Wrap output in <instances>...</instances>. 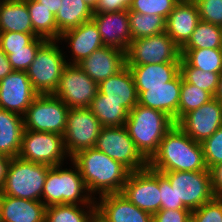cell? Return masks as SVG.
I'll list each match as a JSON object with an SVG mask.
<instances>
[{
    "label": "cell",
    "instance_id": "obj_1",
    "mask_svg": "<svg viewBox=\"0 0 222 222\" xmlns=\"http://www.w3.org/2000/svg\"><path fill=\"white\" fill-rule=\"evenodd\" d=\"M71 160L78 166L87 190L94 200L97 196L121 193L130 174L125 166L96 148L79 151Z\"/></svg>",
    "mask_w": 222,
    "mask_h": 222
},
{
    "label": "cell",
    "instance_id": "obj_2",
    "mask_svg": "<svg viewBox=\"0 0 222 222\" xmlns=\"http://www.w3.org/2000/svg\"><path fill=\"white\" fill-rule=\"evenodd\" d=\"M148 166L156 171L209 170L201 143L195 142L177 124L163 137Z\"/></svg>",
    "mask_w": 222,
    "mask_h": 222
},
{
    "label": "cell",
    "instance_id": "obj_3",
    "mask_svg": "<svg viewBox=\"0 0 222 222\" xmlns=\"http://www.w3.org/2000/svg\"><path fill=\"white\" fill-rule=\"evenodd\" d=\"M174 125V120L166 113L137 104L129 112L125 127L136 149L149 161Z\"/></svg>",
    "mask_w": 222,
    "mask_h": 222
},
{
    "label": "cell",
    "instance_id": "obj_4",
    "mask_svg": "<svg viewBox=\"0 0 222 222\" xmlns=\"http://www.w3.org/2000/svg\"><path fill=\"white\" fill-rule=\"evenodd\" d=\"M70 168L51 166L43 186L41 201L48 207L60 204H96L89 194L78 166L70 159ZM72 168V169H71Z\"/></svg>",
    "mask_w": 222,
    "mask_h": 222
},
{
    "label": "cell",
    "instance_id": "obj_5",
    "mask_svg": "<svg viewBox=\"0 0 222 222\" xmlns=\"http://www.w3.org/2000/svg\"><path fill=\"white\" fill-rule=\"evenodd\" d=\"M50 167L19 157L12 158L0 193L11 197L41 201L43 186Z\"/></svg>",
    "mask_w": 222,
    "mask_h": 222
},
{
    "label": "cell",
    "instance_id": "obj_6",
    "mask_svg": "<svg viewBox=\"0 0 222 222\" xmlns=\"http://www.w3.org/2000/svg\"><path fill=\"white\" fill-rule=\"evenodd\" d=\"M58 40H47L37 51L26 70L33 89L38 94H54L67 65L66 54Z\"/></svg>",
    "mask_w": 222,
    "mask_h": 222
},
{
    "label": "cell",
    "instance_id": "obj_7",
    "mask_svg": "<svg viewBox=\"0 0 222 222\" xmlns=\"http://www.w3.org/2000/svg\"><path fill=\"white\" fill-rule=\"evenodd\" d=\"M68 110L54 94H38L23 115L24 129L63 136Z\"/></svg>",
    "mask_w": 222,
    "mask_h": 222
},
{
    "label": "cell",
    "instance_id": "obj_8",
    "mask_svg": "<svg viewBox=\"0 0 222 222\" xmlns=\"http://www.w3.org/2000/svg\"><path fill=\"white\" fill-rule=\"evenodd\" d=\"M126 65L180 63L181 48L164 31L160 34L133 39L125 52Z\"/></svg>",
    "mask_w": 222,
    "mask_h": 222
},
{
    "label": "cell",
    "instance_id": "obj_9",
    "mask_svg": "<svg viewBox=\"0 0 222 222\" xmlns=\"http://www.w3.org/2000/svg\"><path fill=\"white\" fill-rule=\"evenodd\" d=\"M159 172L169 179L177 195V204H183L190 211L215 198L209 170Z\"/></svg>",
    "mask_w": 222,
    "mask_h": 222
},
{
    "label": "cell",
    "instance_id": "obj_10",
    "mask_svg": "<svg viewBox=\"0 0 222 222\" xmlns=\"http://www.w3.org/2000/svg\"><path fill=\"white\" fill-rule=\"evenodd\" d=\"M95 148L125 166L130 172L146 169L148 161L136 149L123 126L102 127Z\"/></svg>",
    "mask_w": 222,
    "mask_h": 222
},
{
    "label": "cell",
    "instance_id": "obj_11",
    "mask_svg": "<svg viewBox=\"0 0 222 222\" xmlns=\"http://www.w3.org/2000/svg\"><path fill=\"white\" fill-rule=\"evenodd\" d=\"M18 157L35 163L57 166L68 156L63 136L51 132H36L24 129Z\"/></svg>",
    "mask_w": 222,
    "mask_h": 222
},
{
    "label": "cell",
    "instance_id": "obj_12",
    "mask_svg": "<svg viewBox=\"0 0 222 222\" xmlns=\"http://www.w3.org/2000/svg\"><path fill=\"white\" fill-rule=\"evenodd\" d=\"M102 127L89 108H69L63 139L70 159L79 151L95 148Z\"/></svg>",
    "mask_w": 222,
    "mask_h": 222
},
{
    "label": "cell",
    "instance_id": "obj_13",
    "mask_svg": "<svg viewBox=\"0 0 222 222\" xmlns=\"http://www.w3.org/2000/svg\"><path fill=\"white\" fill-rule=\"evenodd\" d=\"M97 92L98 84L77 64H67L54 95L68 108H89Z\"/></svg>",
    "mask_w": 222,
    "mask_h": 222
},
{
    "label": "cell",
    "instance_id": "obj_14",
    "mask_svg": "<svg viewBox=\"0 0 222 222\" xmlns=\"http://www.w3.org/2000/svg\"><path fill=\"white\" fill-rule=\"evenodd\" d=\"M121 193L135 206L151 214L160 210L159 171L149 166L130 172Z\"/></svg>",
    "mask_w": 222,
    "mask_h": 222
},
{
    "label": "cell",
    "instance_id": "obj_15",
    "mask_svg": "<svg viewBox=\"0 0 222 222\" xmlns=\"http://www.w3.org/2000/svg\"><path fill=\"white\" fill-rule=\"evenodd\" d=\"M176 124L195 142L202 143L222 126V104L213 97Z\"/></svg>",
    "mask_w": 222,
    "mask_h": 222
},
{
    "label": "cell",
    "instance_id": "obj_16",
    "mask_svg": "<svg viewBox=\"0 0 222 222\" xmlns=\"http://www.w3.org/2000/svg\"><path fill=\"white\" fill-rule=\"evenodd\" d=\"M37 95L26 71H13L0 80V108L4 110L23 116Z\"/></svg>",
    "mask_w": 222,
    "mask_h": 222
},
{
    "label": "cell",
    "instance_id": "obj_17",
    "mask_svg": "<svg viewBox=\"0 0 222 222\" xmlns=\"http://www.w3.org/2000/svg\"><path fill=\"white\" fill-rule=\"evenodd\" d=\"M58 41L61 42V45L62 41L69 45L67 48L71 51V58H67V64H78L95 50L104 46L98 28L92 19L63 32Z\"/></svg>",
    "mask_w": 222,
    "mask_h": 222
},
{
    "label": "cell",
    "instance_id": "obj_18",
    "mask_svg": "<svg viewBox=\"0 0 222 222\" xmlns=\"http://www.w3.org/2000/svg\"><path fill=\"white\" fill-rule=\"evenodd\" d=\"M95 22L105 46L127 51L131 41L128 10L108 13H93Z\"/></svg>",
    "mask_w": 222,
    "mask_h": 222
},
{
    "label": "cell",
    "instance_id": "obj_19",
    "mask_svg": "<svg viewBox=\"0 0 222 222\" xmlns=\"http://www.w3.org/2000/svg\"><path fill=\"white\" fill-rule=\"evenodd\" d=\"M182 75L179 73L164 86L146 87V91L138 92V104L160 110L170 116L175 124L178 122V108Z\"/></svg>",
    "mask_w": 222,
    "mask_h": 222
},
{
    "label": "cell",
    "instance_id": "obj_20",
    "mask_svg": "<svg viewBox=\"0 0 222 222\" xmlns=\"http://www.w3.org/2000/svg\"><path fill=\"white\" fill-rule=\"evenodd\" d=\"M94 82L119 72L126 65L125 52L112 46H103L77 64Z\"/></svg>",
    "mask_w": 222,
    "mask_h": 222
},
{
    "label": "cell",
    "instance_id": "obj_21",
    "mask_svg": "<svg viewBox=\"0 0 222 222\" xmlns=\"http://www.w3.org/2000/svg\"><path fill=\"white\" fill-rule=\"evenodd\" d=\"M95 200L96 211L108 222H152L151 214L135 206L122 193L106 194Z\"/></svg>",
    "mask_w": 222,
    "mask_h": 222
},
{
    "label": "cell",
    "instance_id": "obj_22",
    "mask_svg": "<svg viewBox=\"0 0 222 222\" xmlns=\"http://www.w3.org/2000/svg\"><path fill=\"white\" fill-rule=\"evenodd\" d=\"M200 15L193 0H180L166 19L165 32L182 48L195 30Z\"/></svg>",
    "mask_w": 222,
    "mask_h": 222
},
{
    "label": "cell",
    "instance_id": "obj_23",
    "mask_svg": "<svg viewBox=\"0 0 222 222\" xmlns=\"http://www.w3.org/2000/svg\"><path fill=\"white\" fill-rule=\"evenodd\" d=\"M98 92L107 100L120 102L128 112L138 104V92L131 70L125 65L119 72L101 81Z\"/></svg>",
    "mask_w": 222,
    "mask_h": 222
},
{
    "label": "cell",
    "instance_id": "obj_24",
    "mask_svg": "<svg viewBox=\"0 0 222 222\" xmlns=\"http://www.w3.org/2000/svg\"><path fill=\"white\" fill-rule=\"evenodd\" d=\"M2 222H45L47 206L42 201L0 193Z\"/></svg>",
    "mask_w": 222,
    "mask_h": 222
},
{
    "label": "cell",
    "instance_id": "obj_25",
    "mask_svg": "<svg viewBox=\"0 0 222 222\" xmlns=\"http://www.w3.org/2000/svg\"><path fill=\"white\" fill-rule=\"evenodd\" d=\"M134 77L137 91L146 87L164 86L180 73V63L145 64L128 66Z\"/></svg>",
    "mask_w": 222,
    "mask_h": 222
},
{
    "label": "cell",
    "instance_id": "obj_26",
    "mask_svg": "<svg viewBox=\"0 0 222 222\" xmlns=\"http://www.w3.org/2000/svg\"><path fill=\"white\" fill-rule=\"evenodd\" d=\"M24 131L23 116L0 108V152L18 157Z\"/></svg>",
    "mask_w": 222,
    "mask_h": 222
},
{
    "label": "cell",
    "instance_id": "obj_27",
    "mask_svg": "<svg viewBox=\"0 0 222 222\" xmlns=\"http://www.w3.org/2000/svg\"><path fill=\"white\" fill-rule=\"evenodd\" d=\"M0 32L34 33L26 0H0Z\"/></svg>",
    "mask_w": 222,
    "mask_h": 222
},
{
    "label": "cell",
    "instance_id": "obj_28",
    "mask_svg": "<svg viewBox=\"0 0 222 222\" xmlns=\"http://www.w3.org/2000/svg\"><path fill=\"white\" fill-rule=\"evenodd\" d=\"M59 7L55 20L60 34L93 17V9L84 0H60Z\"/></svg>",
    "mask_w": 222,
    "mask_h": 222
},
{
    "label": "cell",
    "instance_id": "obj_29",
    "mask_svg": "<svg viewBox=\"0 0 222 222\" xmlns=\"http://www.w3.org/2000/svg\"><path fill=\"white\" fill-rule=\"evenodd\" d=\"M89 109L97 117L103 127L123 126L126 124L129 112L120 105V102L107 100L97 92Z\"/></svg>",
    "mask_w": 222,
    "mask_h": 222
},
{
    "label": "cell",
    "instance_id": "obj_30",
    "mask_svg": "<svg viewBox=\"0 0 222 222\" xmlns=\"http://www.w3.org/2000/svg\"><path fill=\"white\" fill-rule=\"evenodd\" d=\"M34 33L46 40H59L55 15L36 0H26Z\"/></svg>",
    "mask_w": 222,
    "mask_h": 222
},
{
    "label": "cell",
    "instance_id": "obj_31",
    "mask_svg": "<svg viewBox=\"0 0 222 222\" xmlns=\"http://www.w3.org/2000/svg\"><path fill=\"white\" fill-rule=\"evenodd\" d=\"M96 204H60L46 209L45 222H90Z\"/></svg>",
    "mask_w": 222,
    "mask_h": 222
},
{
    "label": "cell",
    "instance_id": "obj_32",
    "mask_svg": "<svg viewBox=\"0 0 222 222\" xmlns=\"http://www.w3.org/2000/svg\"><path fill=\"white\" fill-rule=\"evenodd\" d=\"M181 58L204 72L222 73V49H181Z\"/></svg>",
    "mask_w": 222,
    "mask_h": 222
},
{
    "label": "cell",
    "instance_id": "obj_33",
    "mask_svg": "<svg viewBox=\"0 0 222 222\" xmlns=\"http://www.w3.org/2000/svg\"><path fill=\"white\" fill-rule=\"evenodd\" d=\"M222 49L221 26L200 20L181 49Z\"/></svg>",
    "mask_w": 222,
    "mask_h": 222
},
{
    "label": "cell",
    "instance_id": "obj_34",
    "mask_svg": "<svg viewBox=\"0 0 222 222\" xmlns=\"http://www.w3.org/2000/svg\"><path fill=\"white\" fill-rule=\"evenodd\" d=\"M128 17L132 40L157 35L166 29V19L160 15L128 11Z\"/></svg>",
    "mask_w": 222,
    "mask_h": 222
},
{
    "label": "cell",
    "instance_id": "obj_35",
    "mask_svg": "<svg viewBox=\"0 0 222 222\" xmlns=\"http://www.w3.org/2000/svg\"><path fill=\"white\" fill-rule=\"evenodd\" d=\"M180 73L187 83L209 92L213 97L215 96L219 83V73L204 72L188 65L182 58L180 60Z\"/></svg>",
    "mask_w": 222,
    "mask_h": 222
},
{
    "label": "cell",
    "instance_id": "obj_36",
    "mask_svg": "<svg viewBox=\"0 0 222 222\" xmlns=\"http://www.w3.org/2000/svg\"><path fill=\"white\" fill-rule=\"evenodd\" d=\"M213 96L190 83H187L182 78V85L180 89V100L178 108V121L187 113L196 110L201 105L211 100Z\"/></svg>",
    "mask_w": 222,
    "mask_h": 222
},
{
    "label": "cell",
    "instance_id": "obj_37",
    "mask_svg": "<svg viewBox=\"0 0 222 222\" xmlns=\"http://www.w3.org/2000/svg\"><path fill=\"white\" fill-rule=\"evenodd\" d=\"M47 40L41 37H35L28 45L27 49L11 50L8 55L9 62L14 71H26L33 62L38 49Z\"/></svg>",
    "mask_w": 222,
    "mask_h": 222
},
{
    "label": "cell",
    "instance_id": "obj_38",
    "mask_svg": "<svg viewBox=\"0 0 222 222\" xmlns=\"http://www.w3.org/2000/svg\"><path fill=\"white\" fill-rule=\"evenodd\" d=\"M180 0H133L128 11L141 14H156L167 19Z\"/></svg>",
    "mask_w": 222,
    "mask_h": 222
},
{
    "label": "cell",
    "instance_id": "obj_39",
    "mask_svg": "<svg viewBox=\"0 0 222 222\" xmlns=\"http://www.w3.org/2000/svg\"><path fill=\"white\" fill-rule=\"evenodd\" d=\"M205 163L208 169L222 162V126L202 143Z\"/></svg>",
    "mask_w": 222,
    "mask_h": 222
},
{
    "label": "cell",
    "instance_id": "obj_40",
    "mask_svg": "<svg viewBox=\"0 0 222 222\" xmlns=\"http://www.w3.org/2000/svg\"><path fill=\"white\" fill-rule=\"evenodd\" d=\"M191 222H222V197H215L191 211Z\"/></svg>",
    "mask_w": 222,
    "mask_h": 222
},
{
    "label": "cell",
    "instance_id": "obj_41",
    "mask_svg": "<svg viewBox=\"0 0 222 222\" xmlns=\"http://www.w3.org/2000/svg\"><path fill=\"white\" fill-rule=\"evenodd\" d=\"M35 37H38L35 33L0 32V48L8 56L11 50L27 49Z\"/></svg>",
    "mask_w": 222,
    "mask_h": 222
},
{
    "label": "cell",
    "instance_id": "obj_42",
    "mask_svg": "<svg viewBox=\"0 0 222 222\" xmlns=\"http://www.w3.org/2000/svg\"><path fill=\"white\" fill-rule=\"evenodd\" d=\"M200 20L222 27V0H193Z\"/></svg>",
    "mask_w": 222,
    "mask_h": 222
},
{
    "label": "cell",
    "instance_id": "obj_43",
    "mask_svg": "<svg viewBox=\"0 0 222 222\" xmlns=\"http://www.w3.org/2000/svg\"><path fill=\"white\" fill-rule=\"evenodd\" d=\"M159 189L161 195L160 209H187L183 204H177L174 188L162 172H159Z\"/></svg>",
    "mask_w": 222,
    "mask_h": 222
},
{
    "label": "cell",
    "instance_id": "obj_44",
    "mask_svg": "<svg viewBox=\"0 0 222 222\" xmlns=\"http://www.w3.org/2000/svg\"><path fill=\"white\" fill-rule=\"evenodd\" d=\"M152 222H191L189 209H160L152 216Z\"/></svg>",
    "mask_w": 222,
    "mask_h": 222
},
{
    "label": "cell",
    "instance_id": "obj_45",
    "mask_svg": "<svg viewBox=\"0 0 222 222\" xmlns=\"http://www.w3.org/2000/svg\"><path fill=\"white\" fill-rule=\"evenodd\" d=\"M133 0H98L93 13H108L128 10Z\"/></svg>",
    "mask_w": 222,
    "mask_h": 222
},
{
    "label": "cell",
    "instance_id": "obj_46",
    "mask_svg": "<svg viewBox=\"0 0 222 222\" xmlns=\"http://www.w3.org/2000/svg\"><path fill=\"white\" fill-rule=\"evenodd\" d=\"M212 191L215 197H222V162L209 169Z\"/></svg>",
    "mask_w": 222,
    "mask_h": 222
},
{
    "label": "cell",
    "instance_id": "obj_47",
    "mask_svg": "<svg viewBox=\"0 0 222 222\" xmlns=\"http://www.w3.org/2000/svg\"><path fill=\"white\" fill-rule=\"evenodd\" d=\"M14 70L9 62L8 56L0 48V80L4 79L8 74Z\"/></svg>",
    "mask_w": 222,
    "mask_h": 222
},
{
    "label": "cell",
    "instance_id": "obj_48",
    "mask_svg": "<svg viewBox=\"0 0 222 222\" xmlns=\"http://www.w3.org/2000/svg\"><path fill=\"white\" fill-rule=\"evenodd\" d=\"M11 159V157L5 156L0 152V192L4 184L5 176L7 174Z\"/></svg>",
    "mask_w": 222,
    "mask_h": 222
},
{
    "label": "cell",
    "instance_id": "obj_49",
    "mask_svg": "<svg viewBox=\"0 0 222 222\" xmlns=\"http://www.w3.org/2000/svg\"><path fill=\"white\" fill-rule=\"evenodd\" d=\"M36 1L42 4V6L51 11L54 15L57 14L60 8L59 7L60 0H36Z\"/></svg>",
    "mask_w": 222,
    "mask_h": 222
},
{
    "label": "cell",
    "instance_id": "obj_50",
    "mask_svg": "<svg viewBox=\"0 0 222 222\" xmlns=\"http://www.w3.org/2000/svg\"><path fill=\"white\" fill-rule=\"evenodd\" d=\"M214 98L222 104V73L219 76L218 88Z\"/></svg>",
    "mask_w": 222,
    "mask_h": 222
},
{
    "label": "cell",
    "instance_id": "obj_51",
    "mask_svg": "<svg viewBox=\"0 0 222 222\" xmlns=\"http://www.w3.org/2000/svg\"><path fill=\"white\" fill-rule=\"evenodd\" d=\"M90 222H108V221L105 220L97 211H95V213L90 219Z\"/></svg>",
    "mask_w": 222,
    "mask_h": 222
},
{
    "label": "cell",
    "instance_id": "obj_52",
    "mask_svg": "<svg viewBox=\"0 0 222 222\" xmlns=\"http://www.w3.org/2000/svg\"><path fill=\"white\" fill-rule=\"evenodd\" d=\"M93 10L96 7L98 0H84Z\"/></svg>",
    "mask_w": 222,
    "mask_h": 222
},
{
    "label": "cell",
    "instance_id": "obj_53",
    "mask_svg": "<svg viewBox=\"0 0 222 222\" xmlns=\"http://www.w3.org/2000/svg\"><path fill=\"white\" fill-rule=\"evenodd\" d=\"M0 222H2L1 208H0Z\"/></svg>",
    "mask_w": 222,
    "mask_h": 222
}]
</instances>
